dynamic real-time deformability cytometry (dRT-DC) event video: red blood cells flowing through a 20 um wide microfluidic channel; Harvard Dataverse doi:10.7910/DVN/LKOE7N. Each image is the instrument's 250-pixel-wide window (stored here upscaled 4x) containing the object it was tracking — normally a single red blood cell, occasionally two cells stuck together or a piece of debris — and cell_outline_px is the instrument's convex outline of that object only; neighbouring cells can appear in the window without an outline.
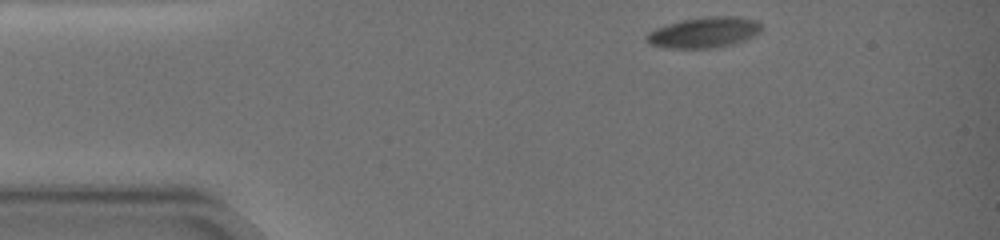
{"species": "common noctule bat (a hibernating species)", "species_latin": "Nyctalus noctula", "temperature_condition": "warm", "stored_images_in_passage": 5, "camera_frame_rate_fps": 3000, "um_per_image_px": 0.085, "animal": {"sex": "female", "body_mass_g": 19.0, "forearm_length_mm": 51.5}, "frame": {"image": 1, "passage_image": 1, "time_ms": 0.0, "image_size_px": [1000, 240], "cell_outline_px": [[764, 28], [760, 32], [744, 40], [732, 44], [708, 48], [668, 48], [648, 44], [644, 36], [648, 32], [656, 28], [680, 20], [708, 16], [736, 16], [756, 20]], "centroid_in_image_um": [59.83, 2.75], "position_along_channel_um": 25.2, "area_um2": 20.58}}
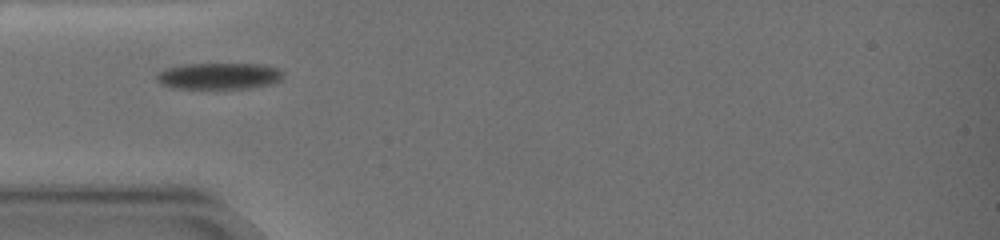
{"frame": {"image": 2, "passage_image": 4, "time_ms": 3.333, "image_size_px": [1000, 240], "cell_outline_px": [[284, 76], [280, 80], [272, 84], [248, 88], [172, 88], [160, 84], [156, 80], [156, 72], [164, 68], [184, 64], [260, 64], [280, 68], [284, 72]], "centroid_in_image_um": [18.6, 6.45], "position_along_channel_um": 66.4, "area_um2": 19.77}}